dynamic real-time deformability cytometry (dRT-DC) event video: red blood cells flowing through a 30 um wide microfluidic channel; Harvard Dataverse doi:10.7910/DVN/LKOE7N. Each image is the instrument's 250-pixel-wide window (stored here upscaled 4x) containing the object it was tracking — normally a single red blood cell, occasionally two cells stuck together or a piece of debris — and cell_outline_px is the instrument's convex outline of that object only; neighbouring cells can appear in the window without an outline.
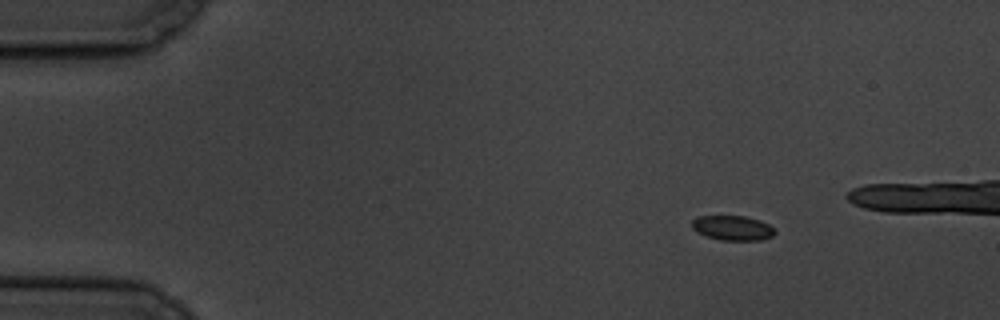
{"species": "common noctule bat (a hibernating species)", "species_latin": "Nyctalus noctula", "temperature_condition": "cold", "stored_images_in_passage": 5, "camera_frame_rate_fps": 3000, "um_per_image_px": 0.085, "animal": {"sex": "male", "body_mass_g": 19.5, "forearm_length_mm": 54.6}, "frame": {"image": 1, "passage_image": 1, "time_ms": 0.0, "image_size_px": [1000, 320], "cell_outline_px": [[776, 232], [772, 236], [760, 240], [720, 240], [704, 236], [696, 232], [692, 228], [692, 220], [696, 216], [744, 216], [760, 220], [768, 224]], "centroid_in_image_um": [62.23, 19.37], "position_along_channel_um": 22.8, "area_um2": 12.02}}